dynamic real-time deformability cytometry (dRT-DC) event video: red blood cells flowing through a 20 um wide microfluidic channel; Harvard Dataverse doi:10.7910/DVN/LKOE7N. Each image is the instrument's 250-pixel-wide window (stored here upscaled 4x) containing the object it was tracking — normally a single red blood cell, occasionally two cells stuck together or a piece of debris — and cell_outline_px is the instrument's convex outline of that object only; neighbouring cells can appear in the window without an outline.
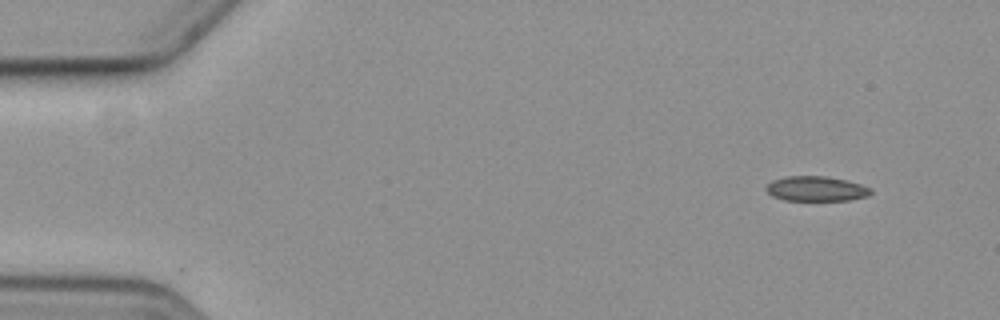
{"species": "common noctule bat (a hibernating species)", "species_latin": "Nyctalus noctula", "temperature_condition": "cold", "stored_images_in_passage": 5, "camera_frame_rate_fps": 3000, "um_per_image_px": 0.085, "animal": {"sex": "female", "body_mass_g": 19.3, "forearm_length_mm": 54.1}, "frame": {"image": 1, "passage_image": 1, "time_ms": 0.0, "image_size_px": [1000, 320], "cell_outline_px": [[872, 192], [868, 196], [848, 200], [784, 200], [772, 196], [764, 188], [772, 180], [784, 176], [824, 176], [844, 180], [860, 184], [872, 188]], "centroid_in_image_um": [69.35, 16.04], "position_along_channel_um": 15.6, "area_um2": 15.14}}